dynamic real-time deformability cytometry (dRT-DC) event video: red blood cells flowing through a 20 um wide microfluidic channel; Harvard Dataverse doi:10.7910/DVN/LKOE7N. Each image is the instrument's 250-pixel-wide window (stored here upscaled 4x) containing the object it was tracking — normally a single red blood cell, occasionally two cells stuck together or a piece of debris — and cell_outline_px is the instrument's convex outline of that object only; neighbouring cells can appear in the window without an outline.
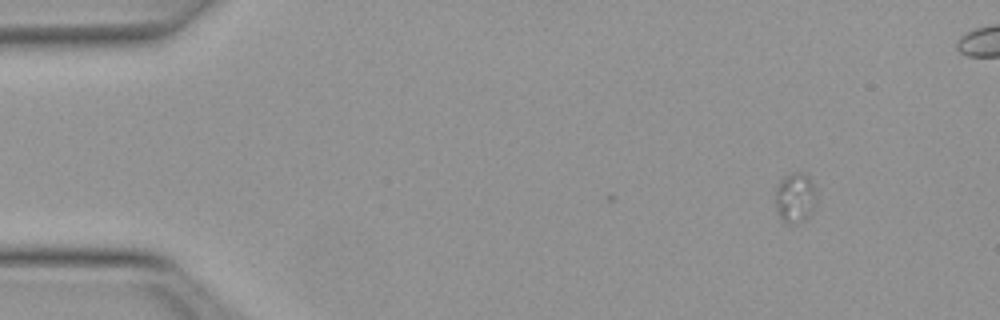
{"species": "Egyptian fruit bat (a non-hibernating species)", "species_latin": "Rousettus aegyptiacus", "temperature_condition": "warm", "stored_images_in_passage": 6, "camera_frame_rate_fps": 3000, "um_per_image_px": 0.085, "animal": {"sex": "female"}, "frame": {"image": 1, "passage_image": 6, "time_ms": 1.667, "image_size_px": [1000, 320], "cell_outline_px": [[816, 196], [812, 212], [804, 220], [796, 224], [788, 224], [776, 212], [776, 188], [780, 180], [784, 176], [792, 172], [804, 172], [808, 176], [816, 192]], "centroid_in_image_um": [67.58, 16.8], "position_along_channel_um": 17.4, "area_um2": 11.96}}